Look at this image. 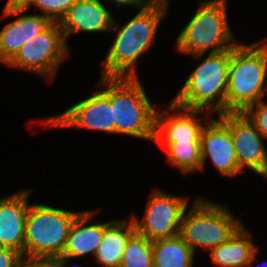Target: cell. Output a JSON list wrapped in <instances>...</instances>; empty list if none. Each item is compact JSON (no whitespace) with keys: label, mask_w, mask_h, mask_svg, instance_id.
<instances>
[{"label":"cell","mask_w":267,"mask_h":267,"mask_svg":"<svg viewBox=\"0 0 267 267\" xmlns=\"http://www.w3.org/2000/svg\"><path fill=\"white\" fill-rule=\"evenodd\" d=\"M168 9L148 5L139 10L124 24L114 18L109 34H114L105 57L101 60V77L137 78V64L155 46L161 22L166 19Z\"/></svg>","instance_id":"6da1fadb"},{"label":"cell","mask_w":267,"mask_h":267,"mask_svg":"<svg viewBox=\"0 0 267 267\" xmlns=\"http://www.w3.org/2000/svg\"><path fill=\"white\" fill-rule=\"evenodd\" d=\"M140 78L101 77L96 88L110 101L116 134L153 143L155 113Z\"/></svg>","instance_id":"7a4b0ae2"},{"label":"cell","mask_w":267,"mask_h":267,"mask_svg":"<svg viewBox=\"0 0 267 267\" xmlns=\"http://www.w3.org/2000/svg\"><path fill=\"white\" fill-rule=\"evenodd\" d=\"M267 95V38L231 49L225 113H243Z\"/></svg>","instance_id":"3957f363"},{"label":"cell","mask_w":267,"mask_h":267,"mask_svg":"<svg viewBox=\"0 0 267 267\" xmlns=\"http://www.w3.org/2000/svg\"><path fill=\"white\" fill-rule=\"evenodd\" d=\"M228 0H200L175 39L179 54L195 56L233 49L237 39L228 21Z\"/></svg>","instance_id":"277c9868"},{"label":"cell","mask_w":267,"mask_h":267,"mask_svg":"<svg viewBox=\"0 0 267 267\" xmlns=\"http://www.w3.org/2000/svg\"><path fill=\"white\" fill-rule=\"evenodd\" d=\"M192 57L199 62L172 101L180 107L212 115L225 113L231 50Z\"/></svg>","instance_id":"5b68a950"},{"label":"cell","mask_w":267,"mask_h":267,"mask_svg":"<svg viewBox=\"0 0 267 267\" xmlns=\"http://www.w3.org/2000/svg\"><path fill=\"white\" fill-rule=\"evenodd\" d=\"M191 201L183 214L179 235L195 253L198 247L210 252L244 224L225 203L203 195L194 196Z\"/></svg>","instance_id":"8992f818"},{"label":"cell","mask_w":267,"mask_h":267,"mask_svg":"<svg viewBox=\"0 0 267 267\" xmlns=\"http://www.w3.org/2000/svg\"><path fill=\"white\" fill-rule=\"evenodd\" d=\"M80 212L30 203L25 221L24 256L49 260L62 256L70 228Z\"/></svg>","instance_id":"52a82bcc"},{"label":"cell","mask_w":267,"mask_h":267,"mask_svg":"<svg viewBox=\"0 0 267 267\" xmlns=\"http://www.w3.org/2000/svg\"><path fill=\"white\" fill-rule=\"evenodd\" d=\"M70 49L59 22H52L24 44L6 66L37 74L46 83H53L61 65L70 58Z\"/></svg>","instance_id":"ba28073f"},{"label":"cell","mask_w":267,"mask_h":267,"mask_svg":"<svg viewBox=\"0 0 267 267\" xmlns=\"http://www.w3.org/2000/svg\"><path fill=\"white\" fill-rule=\"evenodd\" d=\"M189 198L188 195H174L153 187L141 219L135 212L131 213L136 232L149 241L179 235L183 214L191 205Z\"/></svg>","instance_id":"9c48e42d"},{"label":"cell","mask_w":267,"mask_h":267,"mask_svg":"<svg viewBox=\"0 0 267 267\" xmlns=\"http://www.w3.org/2000/svg\"><path fill=\"white\" fill-rule=\"evenodd\" d=\"M90 96L65 109L55 116L39 118L35 125L43 128H83L95 130L110 135L116 134L113 121V107L110 101L97 89L91 91ZM92 94V95H91Z\"/></svg>","instance_id":"30bf717a"},{"label":"cell","mask_w":267,"mask_h":267,"mask_svg":"<svg viewBox=\"0 0 267 267\" xmlns=\"http://www.w3.org/2000/svg\"><path fill=\"white\" fill-rule=\"evenodd\" d=\"M213 116L180 107L171 100L156 109L153 142H201L202 130Z\"/></svg>","instance_id":"8fae6325"},{"label":"cell","mask_w":267,"mask_h":267,"mask_svg":"<svg viewBox=\"0 0 267 267\" xmlns=\"http://www.w3.org/2000/svg\"><path fill=\"white\" fill-rule=\"evenodd\" d=\"M201 171H205L210 161L221 177H236L242 173L236 150L227 128V113L213 116L204 126L201 134ZM208 159V160H207Z\"/></svg>","instance_id":"7c38bea8"},{"label":"cell","mask_w":267,"mask_h":267,"mask_svg":"<svg viewBox=\"0 0 267 267\" xmlns=\"http://www.w3.org/2000/svg\"><path fill=\"white\" fill-rule=\"evenodd\" d=\"M227 128L236 150L241 172L245 168L267 179V144L243 113H227Z\"/></svg>","instance_id":"4fadbf2b"},{"label":"cell","mask_w":267,"mask_h":267,"mask_svg":"<svg viewBox=\"0 0 267 267\" xmlns=\"http://www.w3.org/2000/svg\"><path fill=\"white\" fill-rule=\"evenodd\" d=\"M2 18H13L0 31V63L6 65L27 42L43 32L52 21L44 15L28 14L23 6H4Z\"/></svg>","instance_id":"5bb4252c"},{"label":"cell","mask_w":267,"mask_h":267,"mask_svg":"<svg viewBox=\"0 0 267 267\" xmlns=\"http://www.w3.org/2000/svg\"><path fill=\"white\" fill-rule=\"evenodd\" d=\"M33 187L19 188L0 198V247L12 248L24 256L25 221Z\"/></svg>","instance_id":"9a60e30c"},{"label":"cell","mask_w":267,"mask_h":267,"mask_svg":"<svg viewBox=\"0 0 267 267\" xmlns=\"http://www.w3.org/2000/svg\"><path fill=\"white\" fill-rule=\"evenodd\" d=\"M104 2L102 0L75 1L59 22L67 44L70 35L73 34L104 32L109 34L115 16L108 9V4Z\"/></svg>","instance_id":"2e32d148"},{"label":"cell","mask_w":267,"mask_h":267,"mask_svg":"<svg viewBox=\"0 0 267 267\" xmlns=\"http://www.w3.org/2000/svg\"><path fill=\"white\" fill-rule=\"evenodd\" d=\"M99 210L101 209L84 210L77 215L70 228L62 256L75 260L91 256L93 259L104 235V222L95 220L101 212Z\"/></svg>","instance_id":"e0dca14e"},{"label":"cell","mask_w":267,"mask_h":267,"mask_svg":"<svg viewBox=\"0 0 267 267\" xmlns=\"http://www.w3.org/2000/svg\"><path fill=\"white\" fill-rule=\"evenodd\" d=\"M135 232L131 217L105 221L102 242L93 257L97 267H120L127 241Z\"/></svg>","instance_id":"ac0fdd59"},{"label":"cell","mask_w":267,"mask_h":267,"mask_svg":"<svg viewBox=\"0 0 267 267\" xmlns=\"http://www.w3.org/2000/svg\"><path fill=\"white\" fill-rule=\"evenodd\" d=\"M257 248L254 234L243 224L226 242L208 254L213 267H247Z\"/></svg>","instance_id":"d6986e66"},{"label":"cell","mask_w":267,"mask_h":267,"mask_svg":"<svg viewBox=\"0 0 267 267\" xmlns=\"http://www.w3.org/2000/svg\"><path fill=\"white\" fill-rule=\"evenodd\" d=\"M195 258L180 235L152 241L153 267H194Z\"/></svg>","instance_id":"ffe728a7"},{"label":"cell","mask_w":267,"mask_h":267,"mask_svg":"<svg viewBox=\"0 0 267 267\" xmlns=\"http://www.w3.org/2000/svg\"><path fill=\"white\" fill-rule=\"evenodd\" d=\"M159 149L166 151V163L180 170L183 175H190L201 169V142H153Z\"/></svg>","instance_id":"44dd1931"},{"label":"cell","mask_w":267,"mask_h":267,"mask_svg":"<svg viewBox=\"0 0 267 267\" xmlns=\"http://www.w3.org/2000/svg\"><path fill=\"white\" fill-rule=\"evenodd\" d=\"M120 267H153L152 241L135 232L127 241Z\"/></svg>","instance_id":"7402d4cb"},{"label":"cell","mask_w":267,"mask_h":267,"mask_svg":"<svg viewBox=\"0 0 267 267\" xmlns=\"http://www.w3.org/2000/svg\"><path fill=\"white\" fill-rule=\"evenodd\" d=\"M76 0H28L23 7L29 12L32 7L38 14L44 15L52 22H60Z\"/></svg>","instance_id":"603a6c76"},{"label":"cell","mask_w":267,"mask_h":267,"mask_svg":"<svg viewBox=\"0 0 267 267\" xmlns=\"http://www.w3.org/2000/svg\"><path fill=\"white\" fill-rule=\"evenodd\" d=\"M243 114L255 126L257 131L267 142V102L260 101L257 104L249 106Z\"/></svg>","instance_id":"cb8c5ba5"},{"label":"cell","mask_w":267,"mask_h":267,"mask_svg":"<svg viewBox=\"0 0 267 267\" xmlns=\"http://www.w3.org/2000/svg\"><path fill=\"white\" fill-rule=\"evenodd\" d=\"M22 254L12 248L0 247V267H15Z\"/></svg>","instance_id":"d4e9b609"},{"label":"cell","mask_w":267,"mask_h":267,"mask_svg":"<svg viewBox=\"0 0 267 267\" xmlns=\"http://www.w3.org/2000/svg\"><path fill=\"white\" fill-rule=\"evenodd\" d=\"M104 1V0H103ZM106 2L113 3L112 5L118 9L123 7H130L139 10H142L148 6L146 0H105Z\"/></svg>","instance_id":"484cf974"},{"label":"cell","mask_w":267,"mask_h":267,"mask_svg":"<svg viewBox=\"0 0 267 267\" xmlns=\"http://www.w3.org/2000/svg\"><path fill=\"white\" fill-rule=\"evenodd\" d=\"M15 267H42V258L21 256Z\"/></svg>","instance_id":"4316f807"},{"label":"cell","mask_w":267,"mask_h":267,"mask_svg":"<svg viewBox=\"0 0 267 267\" xmlns=\"http://www.w3.org/2000/svg\"><path fill=\"white\" fill-rule=\"evenodd\" d=\"M50 260L56 265V267H77V266L80 267L79 264L78 265L75 264V266L70 265V264H73L71 263L73 258L68 257V256H60L56 258H51Z\"/></svg>","instance_id":"83f0119b"},{"label":"cell","mask_w":267,"mask_h":267,"mask_svg":"<svg viewBox=\"0 0 267 267\" xmlns=\"http://www.w3.org/2000/svg\"><path fill=\"white\" fill-rule=\"evenodd\" d=\"M171 0H146L148 5L162 6L168 9Z\"/></svg>","instance_id":"f1b7e54d"},{"label":"cell","mask_w":267,"mask_h":267,"mask_svg":"<svg viewBox=\"0 0 267 267\" xmlns=\"http://www.w3.org/2000/svg\"><path fill=\"white\" fill-rule=\"evenodd\" d=\"M28 0H7L4 6H23Z\"/></svg>","instance_id":"f546056e"},{"label":"cell","mask_w":267,"mask_h":267,"mask_svg":"<svg viewBox=\"0 0 267 267\" xmlns=\"http://www.w3.org/2000/svg\"><path fill=\"white\" fill-rule=\"evenodd\" d=\"M261 248H257L256 249V251L253 253V256L251 257V259H250V262L248 263V265H247V267H260V266H258V265H255V261L257 262L258 260H257V256H258V253H259V250H260ZM255 265V266H254ZM262 267V266H261Z\"/></svg>","instance_id":"4dcf8cb0"},{"label":"cell","mask_w":267,"mask_h":267,"mask_svg":"<svg viewBox=\"0 0 267 267\" xmlns=\"http://www.w3.org/2000/svg\"><path fill=\"white\" fill-rule=\"evenodd\" d=\"M42 267H56V265L51 260L42 258Z\"/></svg>","instance_id":"1f68e13d"}]
</instances>
